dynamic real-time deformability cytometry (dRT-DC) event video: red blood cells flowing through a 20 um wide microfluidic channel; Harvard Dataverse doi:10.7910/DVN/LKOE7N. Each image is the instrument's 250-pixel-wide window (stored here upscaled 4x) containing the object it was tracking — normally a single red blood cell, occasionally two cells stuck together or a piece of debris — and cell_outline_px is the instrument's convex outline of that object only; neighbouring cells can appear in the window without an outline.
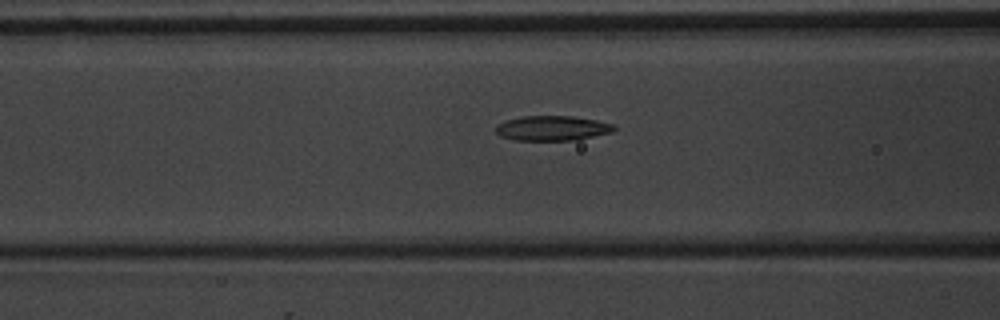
{"species": "common noctule bat (a hibernating species)", "species_latin": "Nyctalus noctula", "temperature_condition": "warm", "stored_images_in_passage": 9, "camera_frame_rate_fps": 3000, "um_per_image_px": 0.085, "animal": {"sex": "male", "body_mass_g": 20.1, "forearm_length_mm": 53.5}, "frame": {"image": 1, "passage_image": 7, "time_ms": 8.0, "image_size_px": [1000, 320], "cell_outline_px": [[616, 128], [612, 132], [576, 140], [516, 140], [500, 136], [496, 132], [496, 124], [508, 120], [524, 116], [572, 116], [596, 120], [612, 124]], "centroid_in_image_um": [46.94, 10.9], "position_along_channel_um": 119.7, "area_um2": 16.99}}
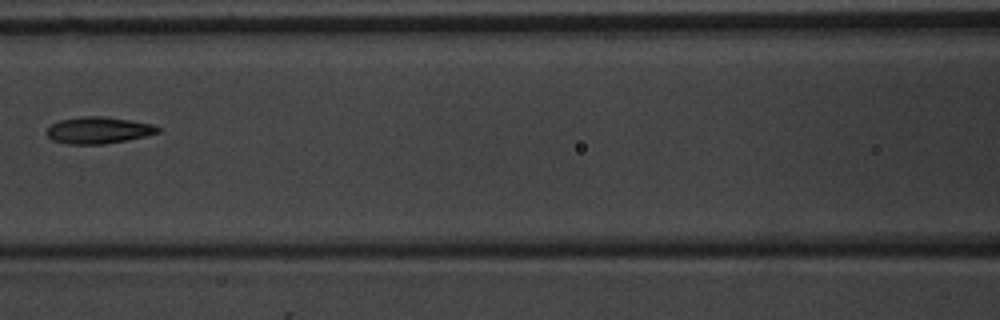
{"frame": {"image": 2, "passage_image": 8, "time_ms": 9.0, "image_size_px": [1000, 320], "cell_outline_px": [[160, 132], [148, 136], [128, 140], [104, 144], [68, 144], [52, 140], [44, 132], [52, 124], [60, 120], [80, 116], [100, 116], [128, 120], [152, 124], [160, 128]], "centroid_in_image_um": [8.36, 11.08], "position_along_channel_um": 158.2, "area_um2": 17.34}}
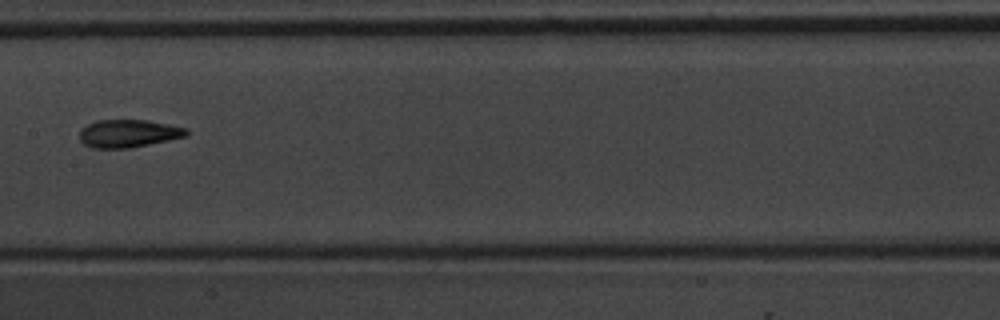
{"frame": {"image": 3, "passage_image": 9, "time_ms": 10.0, "image_size_px": [1000, 320], "cell_outline_px": [[188, 136], [128, 148], [92, 148], [84, 144], [80, 140], [80, 128], [96, 120], [148, 120], [188, 128]], "centroid_in_image_um": [10.91, 11.34], "position_along_channel_um": 196.5, "area_um2": 17.34}}